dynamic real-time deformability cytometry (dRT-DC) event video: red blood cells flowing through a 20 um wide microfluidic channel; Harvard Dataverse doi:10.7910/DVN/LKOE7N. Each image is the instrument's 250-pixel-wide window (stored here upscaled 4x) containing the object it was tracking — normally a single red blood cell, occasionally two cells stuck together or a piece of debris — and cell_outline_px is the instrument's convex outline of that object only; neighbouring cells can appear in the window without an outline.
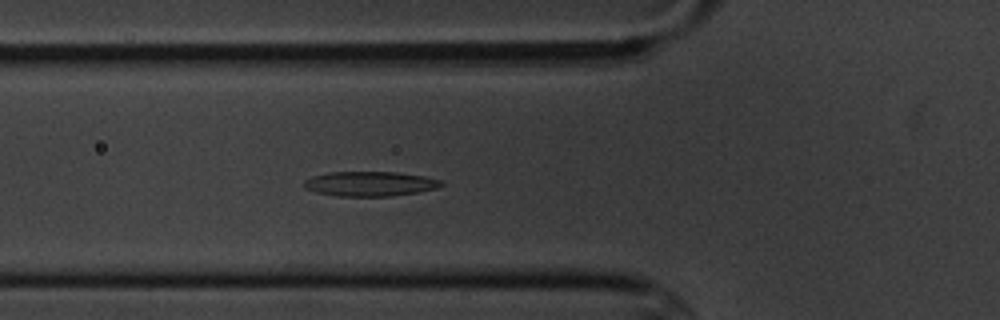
{"species": "common noctule bat (a hibernating species)", "species_latin": "Nyctalus noctula", "temperature_condition": "cold", "stored_images_in_passage": 3, "camera_frame_rate_fps": 3000, "um_per_image_px": 0.085, "animal": {"sex": "male", "body_mass_g": 20.1, "forearm_length_mm": 53.5}, "frame": {"image": 1, "passage_image": 3, "time_ms": 2.0, "image_size_px": [1000, 320], "cell_outline_px": [[444, 184], [436, 188], [416, 192], [388, 196], [336, 196], [316, 192], [304, 188], [304, 180], [312, 176], [328, 172], [396, 172], [424, 176], [440, 180]], "centroid_in_image_um": [31.4, 15.62], "position_along_channel_um": 94.4, "area_um2": 19.65}}